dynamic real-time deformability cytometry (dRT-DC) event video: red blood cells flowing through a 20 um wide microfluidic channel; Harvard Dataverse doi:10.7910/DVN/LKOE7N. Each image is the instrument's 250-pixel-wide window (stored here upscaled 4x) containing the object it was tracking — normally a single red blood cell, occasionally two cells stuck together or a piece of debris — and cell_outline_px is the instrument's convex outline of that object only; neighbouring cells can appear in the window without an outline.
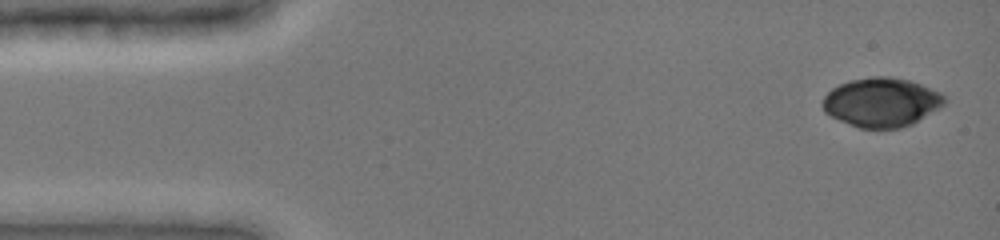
{"species": "common noctule bat (a hibernating species)", "species_latin": "Nyctalus noctula", "temperature_condition": "cold", "stored_images_in_passage": 40, "camera_frame_rate_fps": 3000, "um_per_image_px": 0.085, "animal": {"sex": "female", "body_mass_g": 19.0, "forearm_length_mm": 51.5}, "frame": {"image": 1, "passage_image": 1, "time_ms": 0.0, "image_size_px": [1000, 240], "cell_outline_px": [[944, 104], [912, 124], [900, 128], [860, 128], [840, 120], [824, 112], [820, 104], [824, 96], [832, 88], [840, 84], [852, 80], [872, 76], [888, 76], [908, 80], [920, 84], [940, 92], [944, 96]], "centroid_in_image_um": [74.89, 8.69], "position_along_channel_um": 10.1, "area_um2": 34.56}}